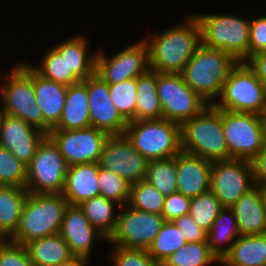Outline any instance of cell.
<instances>
[{
    "instance_id": "cell-41",
    "label": "cell",
    "mask_w": 266,
    "mask_h": 266,
    "mask_svg": "<svg viewBox=\"0 0 266 266\" xmlns=\"http://www.w3.org/2000/svg\"><path fill=\"white\" fill-rule=\"evenodd\" d=\"M110 259L113 266H160L145 249L114 246Z\"/></svg>"
},
{
    "instance_id": "cell-19",
    "label": "cell",
    "mask_w": 266,
    "mask_h": 266,
    "mask_svg": "<svg viewBox=\"0 0 266 266\" xmlns=\"http://www.w3.org/2000/svg\"><path fill=\"white\" fill-rule=\"evenodd\" d=\"M59 234L76 257L90 259L94 239H103L107 242L106 238L91 225L83 211L73 205H68L65 210Z\"/></svg>"
},
{
    "instance_id": "cell-29",
    "label": "cell",
    "mask_w": 266,
    "mask_h": 266,
    "mask_svg": "<svg viewBox=\"0 0 266 266\" xmlns=\"http://www.w3.org/2000/svg\"><path fill=\"white\" fill-rule=\"evenodd\" d=\"M26 188L0 185V233L9 239L17 230Z\"/></svg>"
},
{
    "instance_id": "cell-23",
    "label": "cell",
    "mask_w": 266,
    "mask_h": 266,
    "mask_svg": "<svg viewBox=\"0 0 266 266\" xmlns=\"http://www.w3.org/2000/svg\"><path fill=\"white\" fill-rule=\"evenodd\" d=\"M33 88L43 119L53 129L61 119L68 87L42 77L33 69Z\"/></svg>"
},
{
    "instance_id": "cell-6",
    "label": "cell",
    "mask_w": 266,
    "mask_h": 266,
    "mask_svg": "<svg viewBox=\"0 0 266 266\" xmlns=\"http://www.w3.org/2000/svg\"><path fill=\"white\" fill-rule=\"evenodd\" d=\"M6 77L5 84L0 86L4 113L18 117L48 135L52 128L44 121L41 108L37 104L31 65L21 63Z\"/></svg>"
},
{
    "instance_id": "cell-50",
    "label": "cell",
    "mask_w": 266,
    "mask_h": 266,
    "mask_svg": "<svg viewBox=\"0 0 266 266\" xmlns=\"http://www.w3.org/2000/svg\"><path fill=\"white\" fill-rule=\"evenodd\" d=\"M218 264H222L224 266H235V265H231V264H228L223 258L222 259H218Z\"/></svg>"
},
{
    "instance_id": "cell-48",
    "label": "cell",
    "mask_w": 266,
    "mask_h": 266,
    "mask_svg": "<svg viewBox=\"0 0 266 266\" xmlns=\"http://www.w3.org/2000/svg\"><path fill=\"white\" fill-rule=\"evenodd\" d=\"M89 258L86 257H76L74 256L68 262L62 263L59 266H88Z\"/></svg>"
},
{
    "instance_id": "cell-14",
    "label": "cell",
    "mask_w": 266,
    "mask_h": 266,
    "mask_svg": "<svg viewBox=\"0 0 266 266\" xmlns=\"http://www.w3.org/2000/svg\"><path fill=\"white\" fill-rule=\"evenodd\" d=\"M254 186L251 161L232 158L212 162L210 190L223 208H231Z\"/></svg>"
},
{
    "instance_id": "cell-30",
    "label": "cell",
    "mask_w": 266,
    "mask_h": 266,
    "mask_svg": "<svg viewBox=\"0 0 266 266\" xmlns=\"http://www.w3.org/2000/svg\"><path fill=\"white\" fill-rule=\"evenodd\" d=\"M115 205L119 206L116 202L99 195L83 201L78 207L91 225L108 241L117 225L118 213H115Z\"/></svg>"
},
{
    "instance_id": "cell-37",
    "label": "cell",
    "mask_w": 266,
    "mask_h": 266,
    "mask_svg": "<svg viewBox=\"0 0 266 266\" xmlns=\"http://www.w3.org/2000/svg\"><path fill=\"white\" fill-rule=\"evenodd\" d=\"M222 209L219 199L209 190L191 198L189 215L198 226L208 232Z\"/></svg>"
},
{
    "instance_id": "cell-44",
    "label": "cell",
    "mask_w": 266,
    "mask_h": 266,
    "mask_svg": "<svg viewBox=\"0 0 266 266\" xmlns=\"http://www.w3.org/2000/svg\"><path fill=\"white\" fill-rule=\"evenodd\" d=\"M183 233L187 243L207 241V232L198 226L189 214L172 221Z\"/></svg>"
},
{
    "instance_id": "cell-3",
    "label": "cell",
    "mask_w": 266,
    "mask_h": 266,
    "mask_svg": "<svg viewBox=\"0 0 266 266\" xmlns=\"http://www.w3.org/2000/svg\"><path fill=\"white\" fill-rule=\"evenodd\" d=\"M181 150L211 162L231 159L223 134L222 110L208 104L184 122L181 125Z\"/></svg>"
},
{
    "instance_id": "cell-9",
    "label": "cell",
    "mask_w": 266,
    "mask_h": 266,
    "mask_svg": "<svg viewBox=\"0 0 266 266\" xmlns=\"http://www.w3.org/2000/svg\"><path fill=\"white\" fill-rule=\"evenodd\" d=\"M222 126L231 159L251 161L265 146L264 116L222 110Z\"/></svg>"
},
{
    "instance_id": "cell-18",
    "label": "cell",
    "mask_w": 266,
    "mask_h": 266,
    "mask_svg": "<svg viewBox=\"0 0 266 266\" xmlns=\"http://www.w3.org/2000/svg\"><path fill=\"white\" fill-rule=\"evenodd\" d=\"M46 137L47 134L18 117L4 114L1 119L0 146L7 148L26 165Z\"/></svg>"
},
{
    "instance_id": "cell-10",
    "label": "cell",
    "mask_w": 266,
    "mask_h": 266,
    "mask_svg": "<svg viewBox=\"0 0 266 266\" xmlns=\"http://www.w3.org/2000/svg\"><path fill=\"white\" fill-rule=\"evenodd\" d=\"M68 164L47 136L27 165L26 190L31 194L62 193Z\"/></svg>"
},
{
    "instance_id": "cell-25",
    "label": "cell",
    "mask_w": 266,
    "mask_h": 266,
    "mask_svg": "<svg viewBox=\"0 0 266 266\" xmlns=\"http://www.w3.org/2000/svg\"><path fill=\"white\" fill-rule=\"evenodd\" d=\"M88 42L84 36H73L53 48L64 54L67 64V73H72L79 81L95 73L96 54L88 56Z\"/></svg>"
},
{
    "instance_id": "cell-38",
    "label": "cell",
    "mask_w": 266,
    "mask_h": 266,
    "mask_svg": "<svg viewBox=\"0 0 266 266\" xmlns=\"http://www.w3.org/2000/svg\"><path fill=\"white\" fill-rule=\"evenodd\" d=\"M136 94V78L109 84V96L127 122L135 121Z\"/></svg>"
},
{
    "instance_id": "cell-28",
    "label": "cell",
    "mask_w": 266,
    "mask_h": 266,
    "mask_svg": "<svg viewBox=\"0 0 266 266\" xmlns=\"http://www.w3.org/2000/svg\"><path fill=\"white\" fill-rule=\"evenodd\" d=\"M137 99L135 120L163 118V111L157 94V72L148 69L136 78Z\"/></svg>"
},
{
    "instance_id": "cell-22",
    "label": "cell",
    "mask_w": 266,
    "mask_h": 266,
    "mask_svg": "<svg viewBox=\"0 0 266 266\" xmlns=\"http://www.w3.org/2000/svg\"><path fill=\"white\" fill-rule=\"evenodd\" d=\"M230 209L240 235L266 234V210L258 186L242 195Z\"/></svg>"
},
{
    "instance_id": "cell-35",
    "label": "cell",
    "mask_w": 266,
    "mask_h": 266,
    "mask_svg": "<svg viewBox=\"0 0 266 266\" xmlns=\"http://www.w3.org/2000/svg\"><path fill=\"white\" fill-rule=\"evenodd\" d=\"M165 196L146 180L130 184L128 204L135 210L162 214Z\"/></svg>"
},
{
    "instance_id": "cell-4",
    "label": "cell",
    "mask_w": 266,
    "mask_h": 266,
    "mask_svg": "<svg viewBox=\"0 0 266 266\" xmlns=\"http://www.w3.org/2000/svg\"><path fill=\"white\" fill-rule=\"evenodd\" d=\"M237 63L230 53L201 44L181 75L185 83L203 100L214 104L230 71Z\"/></svg>"
},
{
    "instance_id": "cell-42",
    "label": "cell",
    "mask_w": 266,
    "mask_h": 266,
    "mask_svg": "<svg viewBox=\"0 0 266 266\" xmlns=\"http://www.w3.org/2000/svg\"><path fill=\"white\" fill-rule=\"evenodd\" d=\"M0 266H33L25 245L6 240L0 247Z\"/></svg>"
},
{
    "instance_id": "cell-46",
    "label": "cell",
    "mask_w": 266,
    "mask_h": 266,
    "mask_svg": "<svg viewBox=\"0 0 266 266\" xmlns=\"http://www.w3.org/2000/svg\"><path fill=\"white\" fill-rule=\"evenodd\" d=\"M254 185L266 186V146L251 160Z\"/></svg>"
},
{
    "instance_id": "cell-12",
    "label": "cell",
    "mask_w": 266,
    "mask_h": 266,
    "mask_svg": "<svg viewBox=\"0 0 266 266\" xmlns=\"http://www.w3.org/2000/svg\"><path fill=\"white\" fill-rule=\"evenodd\" d=\"M127 211H119L116 229L107 241L113 246L147 250L162 228V215L135 210L129 205Z\"/></svg>"
},
{
    "instance_id": "cell-20",
    "label": "cell",
    "mask_w": 266,
    "mask_h": 266,
    "mask_svg": "<svg viewBox=\"0 0 266 266\" xmlns=\"http://www.w3.org/2000/svg\"><path fill=\"white\" fill-rule=\"evenodd\" d=\"M212 162L185 152L177 154V192L194 198L210 190Z\"/></svg>"
},
{
    "instance_id": "cell-47",
    "label": "cell",
    "mask_w": 266,
    "mask_h": 266,
    "mask_svg": "<svg viewBox=\"0 0 266 266\" xmlns=\"http://www.w3.org/2000/svg\"><path fill=\"white\" fill-rule=\"evenodd\" d=\"M246 63L254 70L257 78L266 87V50L252 55Z\"/></svg>"
},
{
    "instance_id": "cell-5",
    "label": "cell",
    "mask_w": 266,
    "mask_h": 266,
    "mask_svg": "<svg viewBox=\"0 0 266 266\" xmlns=\"http://www.w3.org/2000/svg\"><path fill=\"white\" fill-rule=\"evenodd\" d=\"M194 16L200 26L201 44L230 53L238 62L250 58L249 20L222 14Z\"/></svg>"
},
{
    "instance_id": "cell-24",
    "label": "cell",
    "mask_w": 266,
    "mask_h": 266,
    "mask_svg": "<svg viewBox=\"0 0 266 266\" xmlns=\"http://www.w3.org/2000/svg\"><path fill=\"white\" fill-rule=\"evenodd\" d=\"M90 126L87 86L79 81L68 86L61 119L53 129L75 130Z\"/></svg>"
},
{
    "instance_id": "cell-26",
    "label": "cell",
    "mask_w": 266,
    "mask_h": 266,
    "mask_svg": "<svg viewBox=\"0 0 266 266\" xmlns=\"http://www.w3.org/2000/svg\"><path fill=\"white\" fill-rule=\"evenodd\" d=\"M25 247L33 266H59L74 257L59 233L32 240Z\"/></svg>"
},
{
    "instance_id": "cell-31",
    "label": "cell",
    "mask_w": 266,
    "mask_h": 266,
    "mask_svg": "<svg viewBox=\"0 0 266 266\" xmlns=\"http://www.w3.org/2000/svg\"><path fill=\"white\" fill-rule=\"evenodd\" d=\"M237 236L239 237L240 234L235 215L230 208H223L213 222L211 229L207 232V244L211 252L218 259H222L238 239ZM226 242L232 243L228 246L224 245V248L223 244H226Z\"/></svg>"
},
{
    "instance_id": "cell-16",
    "label": "cell",
    "mask_w": 266,
    "mask_h": 266,
    "mask_svg": "<svg viewBox=\"0 0 266 266\" xmlns=\"http://www.w3.org/2000/svg\"><path fill=\"white\" fill-rule=\"evenodd\" d=\"M149 69L148 49L144 41L131 44L115 55L96 54L95 73L107 84L137 78Z\"/></svg>"
},
{
    "instance_id": "cell-33",
    "label": "cell",
    "mask_w": 266,
    "mask_h": 266,
    "mask_svg": "<svg viewBox=\"0 0 266 266\" xmlns=\"http://www.w3.org/2000/svg\"><path fill=\"white\" fill-rule=\"evenodd\" d=\"M186 243V238L180 229L172 221H165L147 251L161 266L171 254Z\"/></svg>"
},
{
    "instance_id": "cell-49",
    "label": "cell",
    "mask_w": 266,
    "mask_h": 266,
    "mask_svg": "<svg viewBox=\"0 0 266 266\" xmlns=\"http://www.w3.org/2000/svg\"><path fill=\"white\" fill-rule=\"evenodd\" d=\"M259 189H260V193H261L262 200L264 203V208L266 210V186H261V187H259Z\"/></svg>"
},
{
    "instance_id": "cell-52",
    "label": "cell",
    "mask_w": 266,
    "mask_h": 266,
    "mask_svg": "<svg viewBox=\"0 0 266 266\" xmlns=\"http://www.w3.org/2000/svg\"><path fill=\"white\" fill-rule=\"evenodd\" d=\"M4 114L5 113H4L3 107L2 108L0 107V124H1V119H2V117H3Z\"/></svg>"
},
{
    "instance_id": "cell-17",
    "label": "cell",
    "mask_w": 266,
    "mask_h": 266,
    "mask_svg": "<svg viewBox=\"0 0 266 266\" xmlns=\"http://www.w3.org/2000/svg\"><path fill=\"white\" fill-rule=\"evenodd\" d=\"M87 86L90 124L109 135H123L128 122L109 96V84L93 73L83 81Z\"/></svg>"
},
{
    "instance_id": "cell-32",
    "label": "cell",
    "mask_w": 266,
    "mask_h": 266,
    "mask_svg": "<svg viewBox=\"0 0 266 266\" xmlns=\"http://www.w3.org/2000/svg\"><path fill=\"white\" fill-rule=\"evenodd\" d=\"M164 196L177 191V155L150 160L145 179Z\"/></svg>"
},
{
    "instance_id": "cell-51",
    "label": "cell",
    "mask_w": 266,
    "mask_h": 266,
    "mask_svg": "<svg viewBox=\"0 0 266 266\" xmlns=\"http://www.w3.org/2000/svg\"><path fill=\"white\" fill-rule=\"evenodd\" d=\"M7 238L0 233V247L6 242Z\"/></svg>"
},
{
    "instance_id": "cell-1",
    "label": "cell",
    "mask_w": 266,
    "mask_h": 266,
    "mask_svg": "<svg viewBox=\"0 0 266 266\" xmlns=\"http://www.w3.org/2000/svg\"><path fill=\"white\" fill-rule=\"evenodd\" d=\"M183 25L144 39L148 49L149 69L159 73H181L201 45L200 26L194 15ZM156 35V36H155Z\"/></svg>"
},
{
    "instance_id": "cell-40",
    "label": "cell",
    "mask_w": 266,
    "mask_h": 266,
    "mask_svg": "<svg viewBox=\"0 0 266 266\" xmlns=\"http://www.w3.org/2000/svg\"><path fill=\"white\" fill-rule=\"evenodd\" d=\"M27 165L0 146V185L25 188Z\"/></svg>"
},
{
    "instance_id": "cell-27",
    "label": "cell",
    "mask_w": 266,
    "mask_h": 266,
    "mask_svg": "<svg viewBox=\"0 0 266 266\" xmlns=\"http://www.w3.org/2000/svg\"><path fill=\"white\" fill-rule=\"evenodd\" d=\"M223 259L235 266H266V234L240 235Z\"/></svg>"
},
{
    "instance_id": "cell-2",
    "label": "cell",
    "mask_w": 266,
    "mask_h": 266,
    "mask_svg": "<svg viewBox=\"0 0 266 266\" xmlns=\"http://www.w3.org/2000/svg\"><path fill=\"white\" fill-rule=\"evenodd\" d=\"M68 205L62 193H28L18 228L8 240L25 245L32 240L59 233Z\"/></svg>"
},
{
    "instance_id": "cell-11",
    "label": "cell",
    "mask_w": 266,
    "mask_h": 266,
    "mask_svg": "<svg viewBox=\"0 0 266 266\" xmlns=\"http://www.w3.org/2000/svg\"><path fill=\"white\" fill-rule=\"evenodd\" d=\"M157 94L163 118L180 125L208 105L185 83L181 73L157 72Z\"/></svg>"
},
{
    "instance_id": "cell-21",
    "label": "cell",
    "mask_w": 266,
    "mask_h": 266,
    "mask_svg": "<svg viewBox=\"0 0 266 266\" xmlns=\"http://www.w3.org/2000/svg\"><path fill=\"white\" fill-rule=\"evenodd\" d=\"M98 173L99 162L68 166L62 195L69 205L78 206L83 201L100 195Z\"/></svg>"
},
{
    "instance_id": "cell-34",
    "label": "cell",
    "mask_w": 266,
    "mask_h": 266,
    "mask_svg": "<svg viewBox=\"0 0 266 266\" xmlns=\"http://www.w3.org/2000/svg\"><path fill=\"white\" fill-rule=\"evenodd\" d=\"M218 262L207 241L186 243L171 254L161 266H208Z\"/></svg>"
},
{
    "instance_id": "cell-36",
    "label": "cell",
    "mask_w": 266,
    "mask_h": 266,
    "mask_svg": "<svg viewBox=\"0 0 266 266\" xmlns=\"http://www.w3.org/2000/svg\"><path fill=\"white\" fill-rule=\"evenodd\" d=\"M45 52L39 66L31 64V67L39 75L67 87L79 82L72 73H67V64L64 54H59L53 47Z\"/></svg>"
},
{
    "instance_id": "cell-8",
    "label": "cell",
    "mask_w": 266,
    "mask_h": 266,
    "mask_svg": "<svg viewBox=\"0 0 266 266\" xmlns=\"http://www.w3.org/2000/svg\"><path fill=\"white\" fill-rule=\"evenodd\" d=\"M124 135L149 161L174 157L182 151L181 125L164 118L130 121Z\"/></svg>"
},
{
    "instance_id": "cell-53",
    "label": "cell",
    "mask_w": 266,
    "mask_h": 266,
    "mask_svg": "<svg viewBox=\"0 0 266 266\" xmlns=\"http://www.w3.org/2000/svg\"><path fill=\"white\" fill-rule=\"evenodd\" d=\"M264 126H265V146H266V115L264 116Z\"/></svg>"
},
{
    "instance_id": "cell-15",
    "label": "cell",
    "mask_w": 266,
    "mask_h": 266,
    "mask_svg": "<svg viewBox=\"0 0 266 266\" xmlns=\"http://www.w3.org/2000/svg\"><path fill=\"white\" fill-rule=\"evenodd\" d=\"M149 160L141 155L123 135H110L106 140L100 167L124 178L130 184L144 180Z\"/></svg>"
},
{
    "instance_id": "cell-39",
    "label": "cell",
    "mask_w": 266,
    "mask_h": 266,
    "mask_svg": "<svg viewBox=\"0 0 266 266\" xmlns=\"http://www.w3.org/2000/svg\"><path fill=\"white\" fill-rule=\"evenodd\" d=\"M98 184L100 196L116 202L122 208L128 204L130 183L124 178L99 165Z\"/></svg>"
},
{
    "instance_id": "cell-45",
    "label": "cell",
    "mask_w": 266,
    "mask_h": 266,
    "mask_svg": "<svg viewBox=\"0 0 266 266\" xmlns=\"http://www.w3.org/2000/svg\"><path fill=\"white\" fill-rule=\"evenodd\" d=\"M266 50V17L250 20V57Z\"/></svg>"
},
{
    "instance_id": "cell-7",
    "label": "cell",
    "mask_w": 266,
    "mask_h": 266,
    "mask_svg": "<svg viewBox=\"0 0 266 266\" xmlns=\"http://www.w3.org/2000/svg\"><path fill=\"white\" fill-rule=\"evenodd\" d=\"M213 105L220 110L265 116L266 87L246 62H238L230 71Z\"/></svg>"
},
{
    "instance_id": "cell-13",
    "label": "cell",
    "mask_w": 266,
    "mask_h": 266,
    "mask_svg": "<svg viewBox=\"0 0 266 266\" xmlns=\"http://www.w3.org/2000/svg\"><path fill=\"white\" fill-rule=\"evenodd\" d=\"M47 136L58 147L68 166H71L99 162L110 135L90 126L75 130L51 129Z\"/></svg>"
},
{
    "instance_id": "cell-43",
    "label": "cell",
    "mask_w": 266,
    "mask_h": 266,
    "mask_svg": "<svg viewBox=\"0 0 266 266\" xmlns=\"http://www.w3.org/2000/svg\"><path fill=\"white\" fill-rule=\"evenodd\" d=\"M191 198L174 192L165 196L162 216L165 221H173L182 215L189 214Z\"/></svg>"
}]
</instances>
